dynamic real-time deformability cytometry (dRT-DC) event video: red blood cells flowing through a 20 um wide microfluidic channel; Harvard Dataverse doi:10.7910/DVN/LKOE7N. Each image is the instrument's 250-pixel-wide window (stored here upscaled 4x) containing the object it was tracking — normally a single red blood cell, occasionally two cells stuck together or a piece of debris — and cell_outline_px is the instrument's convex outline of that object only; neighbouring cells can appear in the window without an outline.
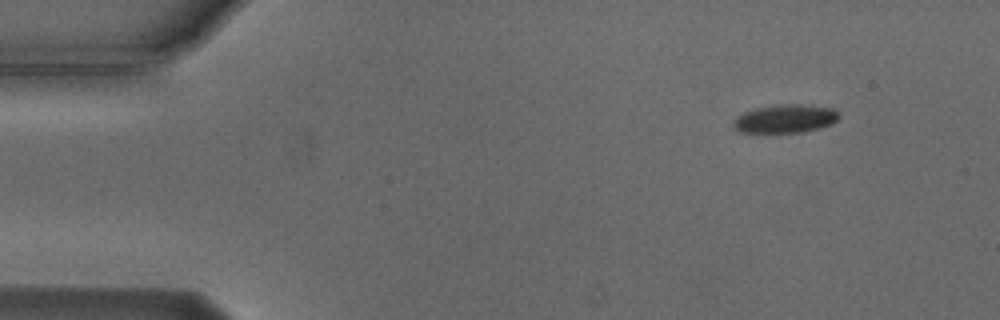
{"species": "Egyptian fruit bat (a non-hibernating species)", "species_latin": "Rousettus aegyptiacus", "temperature_condition": "cold", "stored_images_in_passage": 4, "camera_frame_rate_fps": 3000, "um_per_image_px": 0.085, "animal": {"sex": "male"}, "frame": {"image": 1, "passage_image": 1, "time_ms": 0.0, "image_size_px": [1000, 320], "cell_outline_px": [[840, 116], [832, 124], [820, 128], [800, 132], [740, 132], [732, 128], [732, 120], [736, 116], [744, 112], [756, 108], [776, 104], [800, 104], [832, 108]], "centroid_in_image_um": [66.69, 10.09], "position_along_channel_um": 18.3, "area_um2": 17.51}}
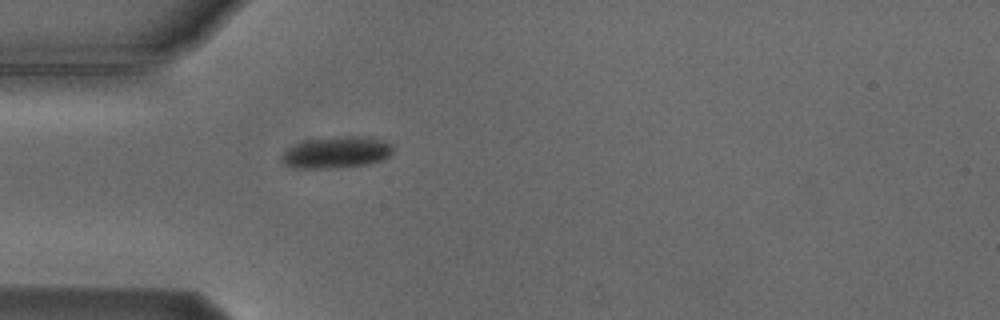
{"frame": {"image": 2, "passage_image": 4, "time_ms": 3.333, "image_size_px": [1000, 320], "cell_outline_px": [[392, 152], [388, 156], [380, 160], [368, 164], [336, 168], [296, 168], [284, 164], [280, 160], [280, 156], [288, 148], [304, 140], [336, 136], [372, 136], [384, 140], [392, 148]], "centroid_in_image_um": [28.57, 12.94], "position_along_channel_um": 56.4, "area_um2": 20.63}}